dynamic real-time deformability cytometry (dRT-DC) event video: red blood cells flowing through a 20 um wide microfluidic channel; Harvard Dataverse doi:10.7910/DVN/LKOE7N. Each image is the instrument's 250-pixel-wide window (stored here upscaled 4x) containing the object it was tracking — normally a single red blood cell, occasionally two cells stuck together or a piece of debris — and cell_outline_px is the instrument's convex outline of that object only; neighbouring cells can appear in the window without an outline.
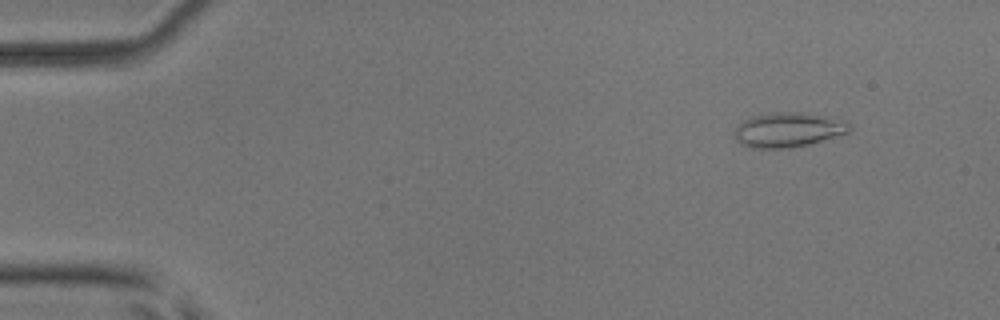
{"species": "common noctule bat (a hibernating species)", "species_latin": "Nyctalus noctula", "temperature_condition": "room temperature", "stored_images_in_passage": 53, "camera_frame_rate_fps": 3000, "um_per_image_px": 0.085, "animal": {"sex": "male", "body_mass_g": 17.9, "forearm_length_mm": 54.2}, "frame": {"image": 1, "passage_image": 6, "time_ms": 1.667, "image_size_px": [1000, 320], "cell_outline_px": [[852, 128], [848, 132], [808, 144], [788, 148], [752, 148], [736, 140], [732, 136], [732, 132], [744, 120], [752, 116], [772, 112], [804, 112], [832, 116], [852, 124]], "centroid_in_image_um": [67.0, 11.01], "position_along_channel_um": 18.0, "area_um2": 23.35}}
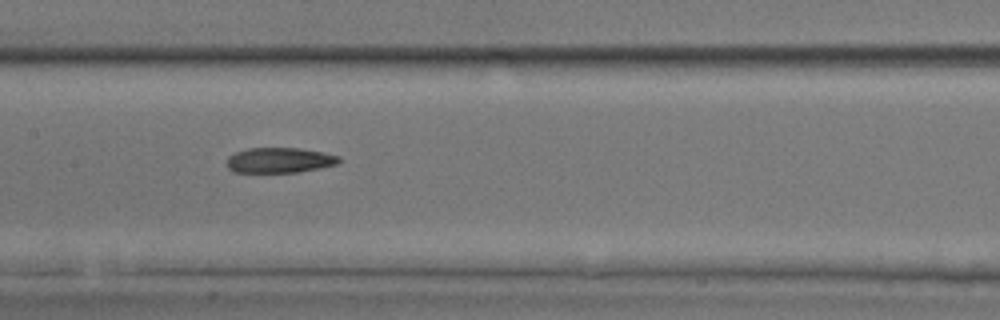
{"frame": {"image": 2, "passage_image": 27, "time_ms": 8.667, "image_size_px": [1000, 320], "cell_outline_px": [[340, 160], [336, 164], [320, 168], [296, 172], [232, 172], [228, 168], [228, 156], [236, 152], [248, 148], [300, 148], [324, 152], [340, 156]], "centroid_in_image_um": [23.77, 13.61], "position_along_channel_um": 183.6, "area_um2": 16.47}}
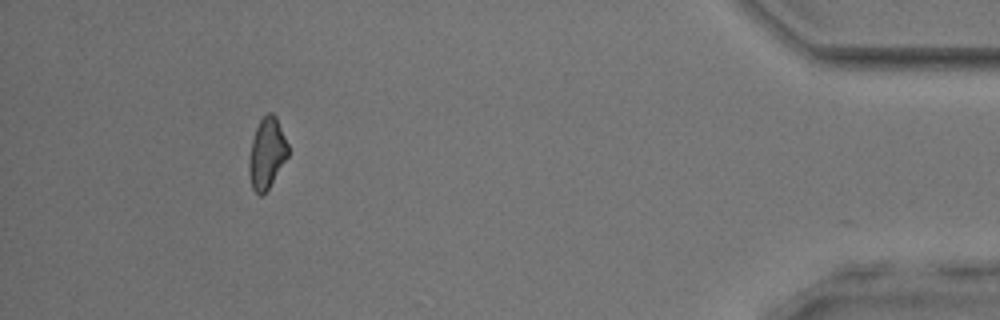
{"frame": {"image": 3, "passage_image": 49, "time_ms": 16.0, "image_size_px": [1000, 320], "cell_outline_px": [[288, 156], [268, 188], [260, 196], [252, 188], [248, 172], [248, 160], [252, 140], [256, 128], [260, 120], [268, 112], [272, 112], [276, 116], [288, 144]], "centroid_in_image_um": [22.67, 13.01], "position_along_channel_um": 412.5, "area_um2": 15.95}, "authors_computed_cell_mechanics": {"area_um2": 17.2244, "velocity_mm_per_s": 3.9238, "shape_relaxation_time_tau1_ms": 6.3875, "shape_relaxation_time_tau2_ms": 5.8167, "deformation_change_tau1": 0.1368, "deformation_change_tau2": 0.1716}}